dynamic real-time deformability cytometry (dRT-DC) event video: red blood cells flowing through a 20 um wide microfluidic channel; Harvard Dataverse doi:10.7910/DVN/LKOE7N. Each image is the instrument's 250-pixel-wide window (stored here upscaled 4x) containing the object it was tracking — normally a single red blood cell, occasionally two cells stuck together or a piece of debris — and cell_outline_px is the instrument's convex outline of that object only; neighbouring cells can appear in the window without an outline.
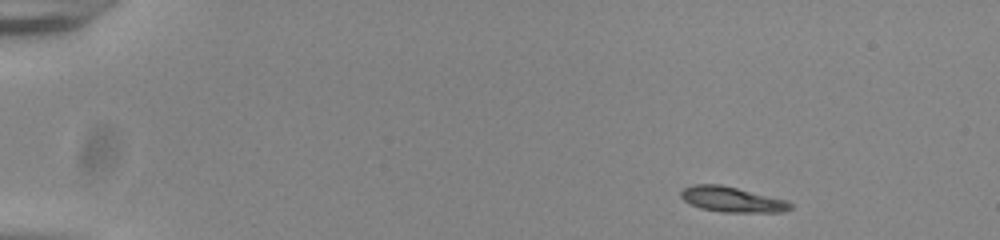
{"species": "common noctule bat (a hibernating species)", "species_latin": "Nyctalus noctula", "temperature_condition": "room temperature", "stored_images_in_passage": 10, "camera_frame_rate_fps": 3000, "um_per_image_px": 0.085, "animal": {"sex": "male", "body_mass_g": 20.0, "forearm_length_mm": 53.3}, "frame": {"image": 1, "passage_image": 1, "time_ms": 0.0, "image_size_px": [1000, 240], "cell_outline_px": [[792, 208], [784, 212], [720, 212], [700, 208], [688, 204], [680, 196], [680, 192], [684, 188], [692, 184], [720, 184], [788, 200], [792, 204]], "centroid_in_image_um": [62.21, 16.95], "position_along_channel_um": 22.8, "area_um2": 16.3}}